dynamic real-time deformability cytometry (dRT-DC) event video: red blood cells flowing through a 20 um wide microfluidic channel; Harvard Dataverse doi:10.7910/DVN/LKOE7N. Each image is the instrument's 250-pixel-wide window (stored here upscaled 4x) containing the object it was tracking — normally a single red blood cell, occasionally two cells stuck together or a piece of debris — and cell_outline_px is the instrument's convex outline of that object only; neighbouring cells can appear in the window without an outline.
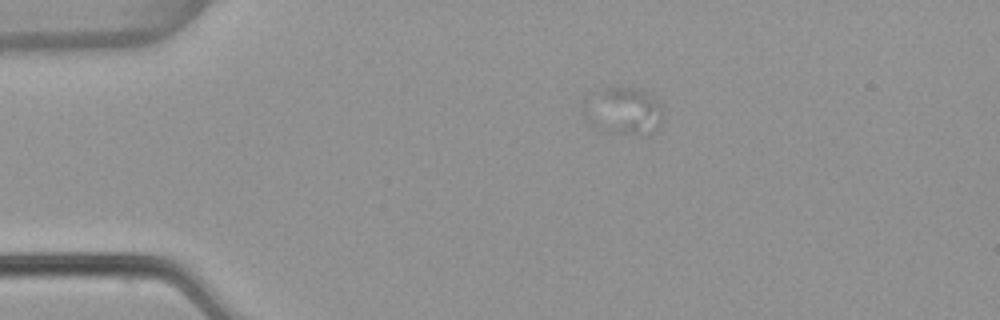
{"species": "common noctule bat (a hibernating species)", "species_latin": "Nyctalus noctula", "temperature_condition": "warm", "stored_images_in_passage": 10, "camera_frame_rate_fps": 3000, "um_per_image_px": 0.085, "animal": {"sex": "female", "body_mass_g": 22.7, "forearm_length_mm": 54.2}, "frame": {"image": 1, "passage_image": 4, "time_ms": 1.0, "image_size_px": [1000, 320], "cell_outline_px": [[660, 124], [656, 128], [640, 132], [604, 132], [604, 88], [636, 88], [644, 92], [656, 100], [660, 104]], "centroid_in_image_um": [53.54, 9.42], "position_along_channel_um": 31.5, "area_um2": 16.18}}
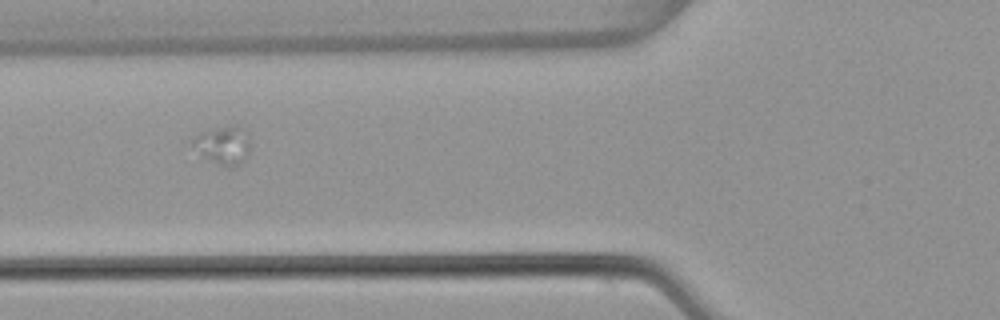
{"frame": {"image": 2, "passage_image": 7, "time_ms": 2.0, "image_size_px": [1000, 320], "cell_outline_px": [[248, 156], [240, 164], [232, 168], [220, 164], [204, 156], [184, 140], [200, 132], [236, 124], [244, 128], [248, 132]], "centroid_in_image_um": [18.92, 12.31], "position_along_channel_um": 106.9, "area_um2": 13.06}}
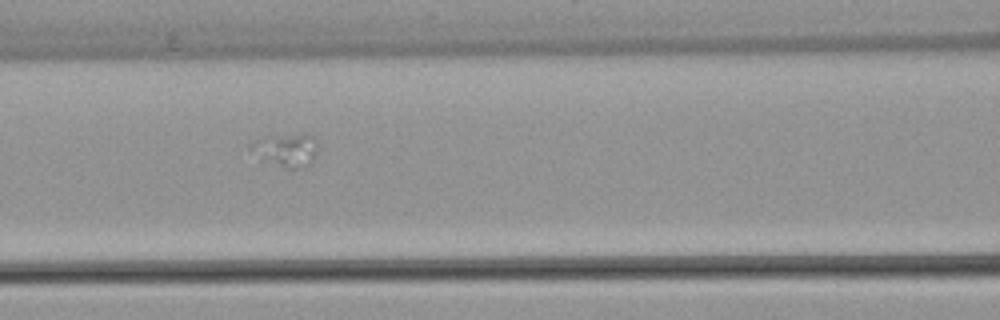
{"frame": {"image": 3, "passage_image": 8, "time_ms": 2.333, "image_size_px": [1000, 320], "cell_outline_px": [[316, 152], [312, 164], [300, 168], [288, 168], [248, 148], [248, 144], [264, 136], [300, 132], [304, 132], [312, 136], [316, 140]], "centroid_in_image_um": [24.41, 12.66], "position_along_channel_um": 142.2, "area_um2": 12.6}}